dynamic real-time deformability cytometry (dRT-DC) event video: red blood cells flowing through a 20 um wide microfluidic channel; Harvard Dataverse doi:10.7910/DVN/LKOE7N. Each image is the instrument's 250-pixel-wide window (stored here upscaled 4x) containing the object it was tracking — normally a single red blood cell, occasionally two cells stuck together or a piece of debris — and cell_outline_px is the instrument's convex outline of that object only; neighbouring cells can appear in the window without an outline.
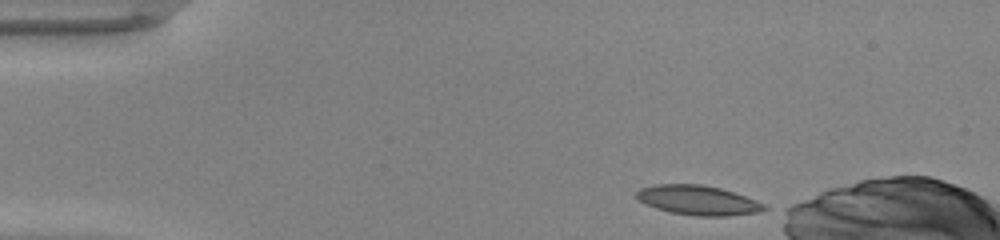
{"species": "common noctule bat (a hibernating species)", "species_latin": "Nyctalus noctula", "temperature_condition": "warm", "stored_images_in_passage": 41, "camera_frame_rate_fps": 3000, "um_per_image_px": 0.085, "animal": {"sex": "male", "body_mass_g": 20.0, "forearm_length_mm": 53.3}, "frame": {"image": 1, "passage_image": 1, "time_ms": 0.0, "image_size_px": [1000, 240], "cell_outline_px": [[768, 208], [760, 212], [728, 216], [696, 216], [672, 212], [656, 208], [640, 200], [636, 196], [636, 192], [640, 188], [656, 184], [700, 184], [720, 188], [756, 200], [764, 204]], "centroid_in_image_um": [59.35, 17.02], "position_along_channel_um": 25.7, "area_um2": 21.79}}
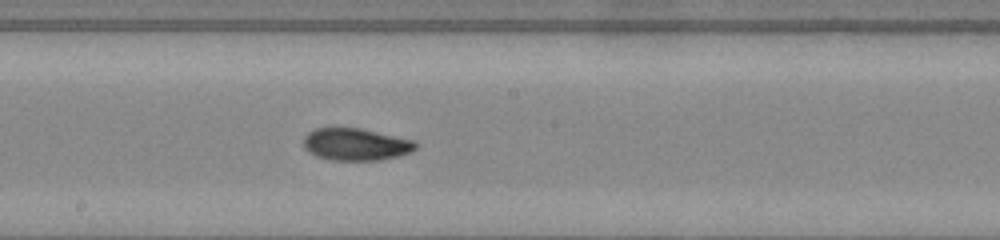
{"frame": {"image": 2, "passage_image": 20, "time_ms": 6.333, "image_size_px": [1000, 240], "cell_outline_px": [[420, 144], [412, 152], [400, 156], [380, 160], [332, 160], [316, 156], [308, 152], [304, 148], [304, 136], [308, 132], [316, 128], [360, 128], [416, 140]], "centroid_in_image_um": [30.29, 12.27], "position_along_channel_um": 217.9, "area_um2": 21.33}}
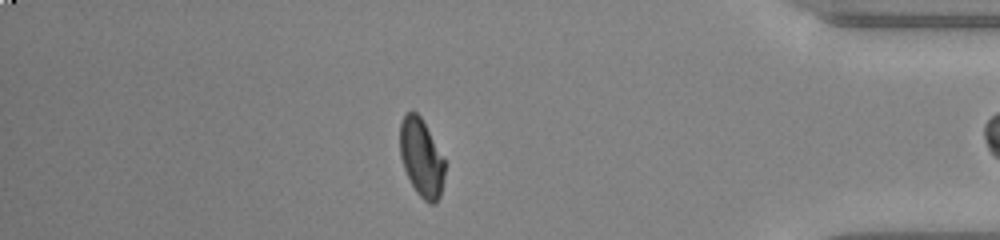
{"frame": {"image": 3, "passage_image": 35, "time_ms": 11.333, "image_size_px": [1000, 240], "cell_outline_px": [[444, 176], [440, 196], [436, 204], [428, 204], [416, 192], [404, 168], [400, 156], [400, 124], [404, 116], [408, 112], [416, 112], [420, 116], [444, 160]], "centroid_in_image_um": [35.81, 13.45], "position_along_channel_um": 399.4, "area_um2": 19.94}}